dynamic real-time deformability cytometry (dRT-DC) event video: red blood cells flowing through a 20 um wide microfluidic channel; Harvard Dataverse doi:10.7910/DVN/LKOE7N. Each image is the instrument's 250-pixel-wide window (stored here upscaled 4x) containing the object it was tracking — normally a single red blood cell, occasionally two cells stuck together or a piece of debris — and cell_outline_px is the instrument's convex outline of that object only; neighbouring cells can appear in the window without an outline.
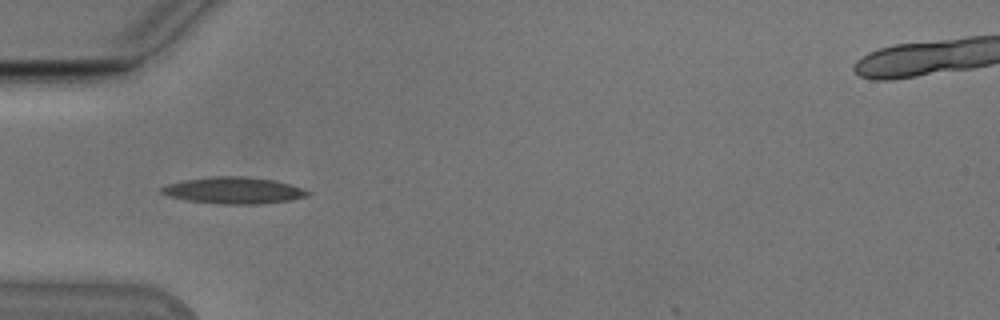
{"species": "Egyptian fruit bat (a non-hibernating species)", "species_latin": "Rousettus aegyptiacus", "temperature_condition": "cold", "stored_images_in_passage": 36, "camera_frame_rate_fps": 3000, "um_per_image_px": 0.085, "animal": {"sex": "male"}, "frame": {"image": 1, "passage_image": 1, "time_ms": 0.0, "image_size_px": [1000, 320], "cell_outline_px": [[312, 192], [308, 196], [292, 200], [260, 204], [224, 204], [188, 200], [168, 196], [160, 192], [160, 188], [168, 184], [184, 180], [212, 176], [244, 176], [272, 180], [288, 184]], "centroid_in_image_um": [19.86, 16.19], "position_along_channel_um": 65.1, "area_um2": 22.48}}
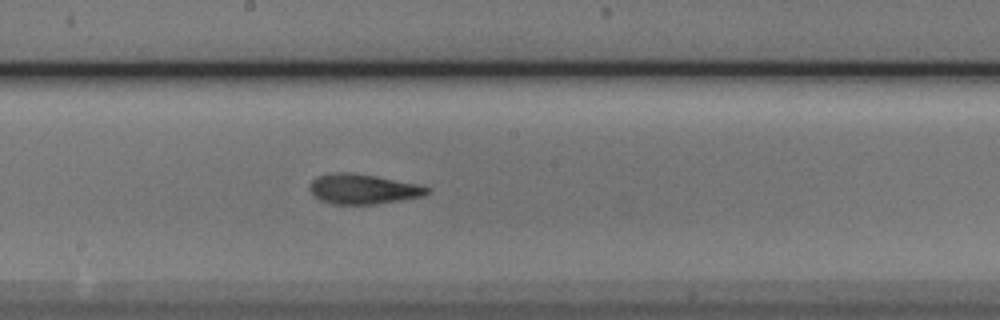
{"frame": {"image": 2, "passage_image": 13, "time_ms": 4.0, "image_size_px": [1000, 320], "cell_outline_px": [[432, 192], [424, 196], [376, 204], [336, 204], [320, 200], [312, 196], [308, 188], [308, 184], [316, 176], [336, 172], [348, 172], [376, 176], [416, 184], [432, 188]], "centroid_in_image_um": [30.83, 16.07], "position_along_channel_um": 217.4, "area_um2": 20.69}}
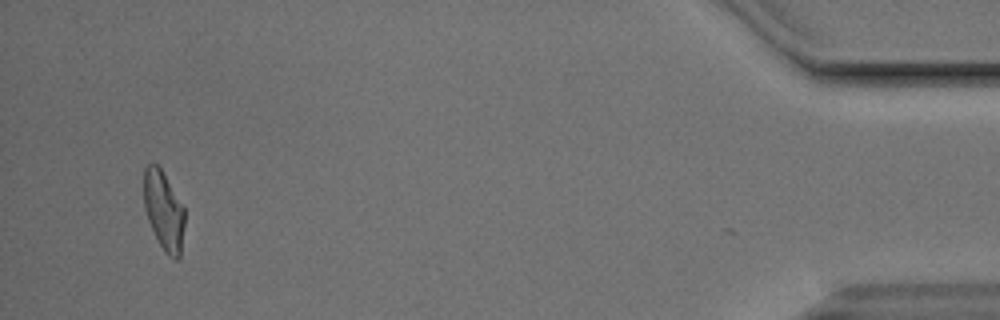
{"frame": {"image": 3, "passage_image": 35, "time_ms": 11.333, "image_size_px": [1000, 320], "cell_outline_px": [[184, 224], [180, 256], [176, 260], [168, 256], [164, 252], [148, 220], [144, 208], [144, 168], [148, 164], [156, 164], [160, 168], [184, 208]], "centroid_in_image_um": [13.91, 17.92], "position_along_channel_um": 421.3, "area_um2": 18.44}, "authors_computed_cell_mechanics": {"area_um2": 20.0566, "velocity_mm_per_s": 3.8342, "shape_relaxation_time_tau1_ms": 6.6925, "shape_relaxation_time_tau2_ms": 3.1074, "deformation_change_tau1": 0.2104, "deformation_change_tau2": 0.1249}}